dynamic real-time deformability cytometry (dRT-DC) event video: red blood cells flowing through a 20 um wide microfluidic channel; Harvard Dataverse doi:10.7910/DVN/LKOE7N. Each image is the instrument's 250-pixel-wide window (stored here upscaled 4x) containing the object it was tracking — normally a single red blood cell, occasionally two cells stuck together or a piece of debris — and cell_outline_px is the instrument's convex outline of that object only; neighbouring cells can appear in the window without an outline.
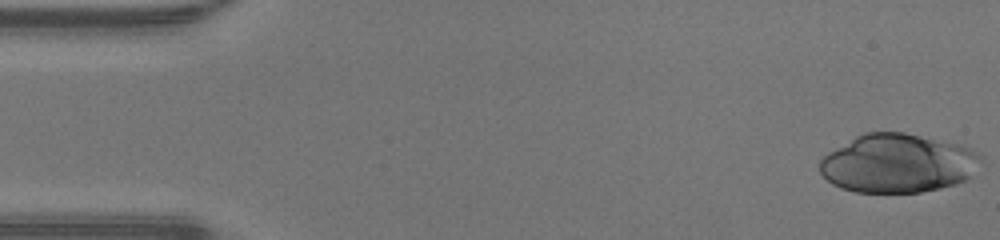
{"species": "human", "species_latin": "Homo sapiens", "temperature_condition": "warm", "stored_images_in_passage": 47, "camera_frame_rate_fps": 3000, "um_per_image_px": 0.085, "donor": {"sex": "male"}, "frame": {"image": 1, "passage_image": 1, "time_ms": 0.0, "image_size_px": [1000, 240], "cell_outline_px": [[984, 156], [968, 180], [956, 184], [940, 188], [920, 192], [856, 192], [840, 188], [832, 184], [820, 172], [820, 160], [828, 152], [856, 136], [864, 132], [904, 132], [956, 144], [972, 148]], "centroid_in_image_um": [76.33, 13.89], "position_along_channel_um": 8.7, "area_um2": 55.14}}
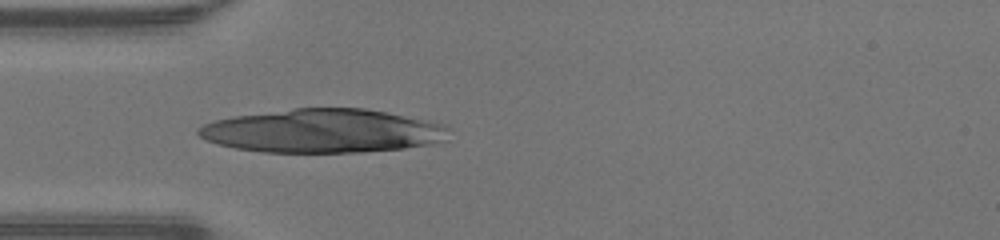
{"frame": {"image": 2, "passage_image": 14, "time_ms": 4.333, "image_size_px": [1000, 240], "cell_outline_px": [[448, 128], [444, 140], [432, 144], [404, 148], [364, 152], [260, 152], [236, 148], [216, 144], [204, 140], [196, 132], [196, 128], [204, 124], [216, 120], [232, 116], [292, 108], [364, 108], [428, 120], [448, 124]], "centroid_in_image_um": [27.4, 11.13], "position_along_channel_um": 57.6, "area_um2": 63.98}}
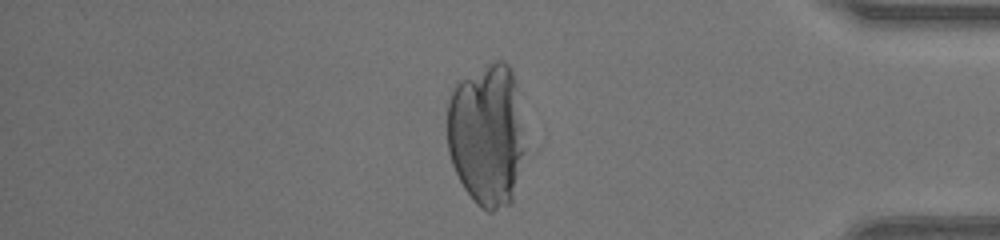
{"frame": {"image": 3, "passage_image": 40, "time_ms": 13.0, "image_size_px": [1000, 240], "cell_outline_px": [[528, 152], [512, 204], [492, 212], [488, 212], [480, 208], [476, 204], [464, 188], [452, 164], [448, 152], [448, 104], [452, 92], [456, 84], [460, 80], [488, 64], [496, 60], [504, 60], [508, 64], [512, 72], [516, 84]], "centroid_in_image_um": [41.45, 11.53], "position_along_channel_um": 393.8, "area_um2": 66.07}}